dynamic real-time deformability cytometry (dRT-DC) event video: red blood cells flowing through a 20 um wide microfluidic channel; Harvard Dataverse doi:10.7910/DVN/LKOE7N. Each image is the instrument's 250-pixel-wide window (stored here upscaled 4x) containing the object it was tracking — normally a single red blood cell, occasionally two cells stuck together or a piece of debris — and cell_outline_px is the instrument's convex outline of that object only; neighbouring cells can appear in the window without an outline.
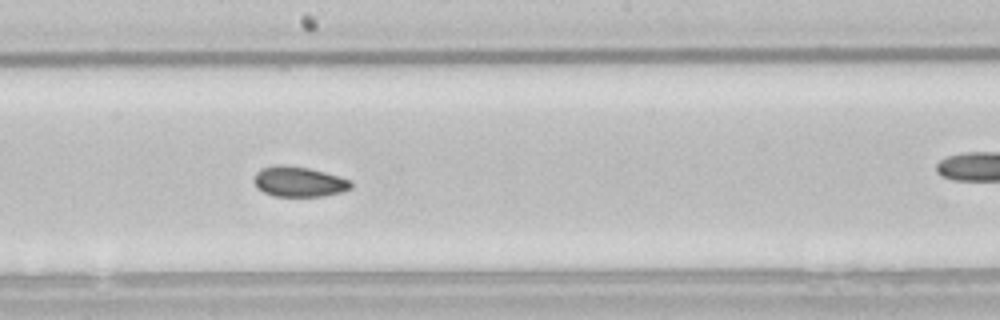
{"species": "common noctule bat (a hibernating species)", "species_latin": "Nyctalus noctula", "temperature_condition": "room temperature", "stored_images_in_passage": 48, "camera_frame_rate_fps": 3000, "um_per_image_px": 0.085, "animal": {"sex": "male", "body_mass_g": 21.5, "forearm_length_mm": 52.0}, "frame": {"image": 1, "passage_image": 28, "time_ms": 9.0, "image_size_px": [1000, 320], "cell_outline_px": [[352, 188], [344, 192], [324, 196], [272, 196], [256, 188], [252, 180], [256, 172], [260, 168], [276, 164], [280, 164], [308, 168], [340, 176], [352, 180]], "centroid_in_image_um": [25.4, 15.44], "position_along_channel_um": 222.8, "area_um2": 17.46}, "authors_computed_cell_mechanics": {"area_um2": 17.4556, "velocity_mm_per_s": 3.8678, "shape_relaxation_time_tau1_ms": 6.0035, "shape_relaxation_time_tau2_ms": 2.8383, "deformation_change_tau1": 0.0792, "deformation_change_tau2": 0.0472}}